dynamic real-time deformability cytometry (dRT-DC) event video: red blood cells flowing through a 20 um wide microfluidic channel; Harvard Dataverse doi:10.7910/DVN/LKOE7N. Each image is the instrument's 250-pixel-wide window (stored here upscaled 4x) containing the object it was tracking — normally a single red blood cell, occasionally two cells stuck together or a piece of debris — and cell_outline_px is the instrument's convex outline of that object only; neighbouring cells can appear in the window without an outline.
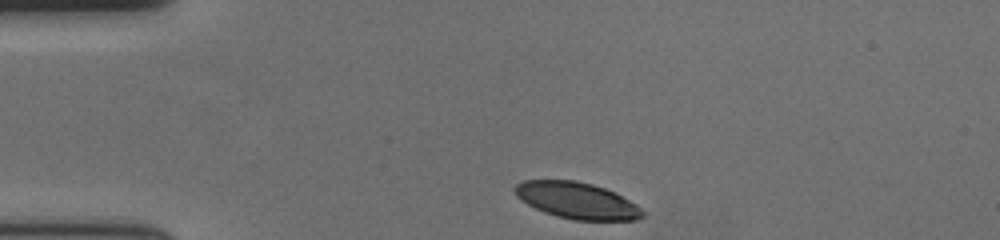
{"species": "human", "species_latin": "Homo sapiens", "temperature_condition": "cold", "stored_images_in_passage": 35, "camera_frame_rate_fps": 3000, "um_per_image_px": 0.085, "donor": {"sex": "female"}, "frame": {"image": 1, "passage_image": 1, "time_ms": 0.0, "image_size_px": [1000, 240], "cell_outline_px": [[644, 216], [636, 220], [572, 220], [556, 216], [544, 212], [520, 200], [516, 196], [512, 188], [516, 184], [524, 180], [572, 180], [592, 184], [616, 192], [636, 204], [644, 212]], "centroid_in_image_um": [49.02, 17.04], "position_along_channel_um": 36.0, "area_um2": 27.22}}
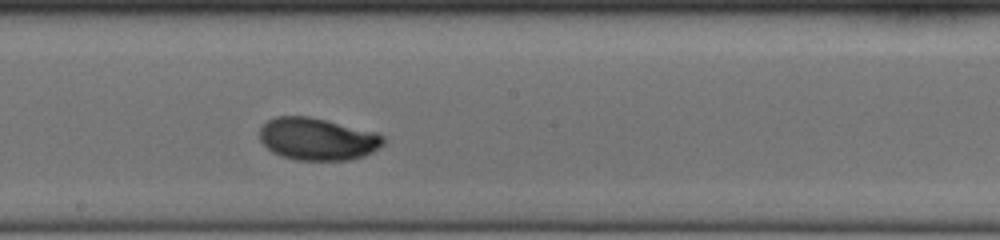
{"frame": {"image": 2, "passage_image": 20, "time_ms": 6.333, "image_size_px": [1000, 240], "cell_outline_px": [[384, 144], [380, 148], [364, 156], [348, 160], [296, 160], [280, 156], [272, 152], [260, 140], [260, 128], [268, 120], [276, 116], [308, 116], [376, 132], [384, 136]], "centroid_in_image_um": [26.99, 11.82], "position_along_channel_um": 221.2, "area_um2": 30.52}}
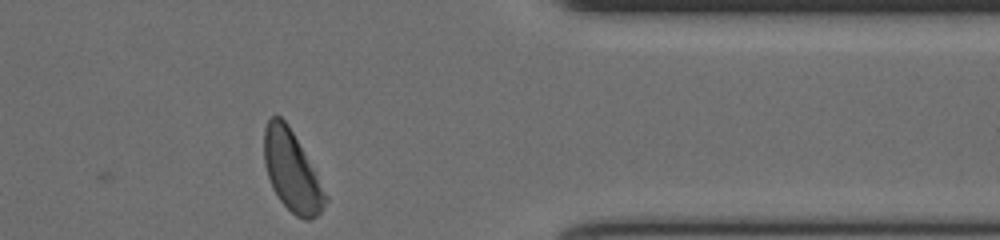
{"frame": {"image": 3, "passage_image": 35, "time_ms": 11.333, "image_size_px": [1000, 240], "cell_outline_px": [[328, 200], [320, 212], [312, 220], [304, 220], [296, 216], [280, 200], [272, 188], [264, 164], [264, 128], [268, 120], [272, 116], [280, 116], [288, 124], [328, 196]], "centroid_in_image_um": [24.79, 14.57], "position_along_channel_um": 386.6, "area_um2": 28.26}, "authors_computed_cell_mechanics": {"area_um2": 29.5358, "velocity_mm_per_s": 3.6306, "shape_relaxation_time_tau1_ms": 2.6385, "shape_relaxation_time_tau2_ms": null, "deformation_change_tau1": 0.1488, "deformation_change_tau2": null}}